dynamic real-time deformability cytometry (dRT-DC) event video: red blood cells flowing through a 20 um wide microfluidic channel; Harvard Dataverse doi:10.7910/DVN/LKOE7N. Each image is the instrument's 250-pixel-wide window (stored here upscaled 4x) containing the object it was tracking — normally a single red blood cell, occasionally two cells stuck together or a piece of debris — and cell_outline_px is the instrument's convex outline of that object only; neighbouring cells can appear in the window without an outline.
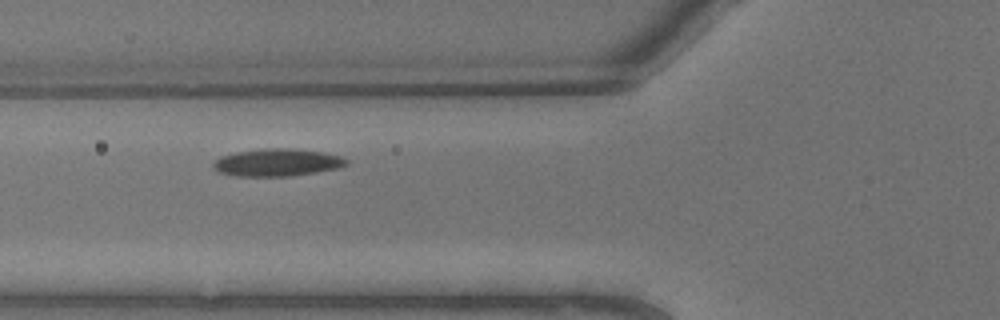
{"species": "common noctule bat (a hibernating species)", "species_latin": "Nyctalus noctula", "temperature_condition": "warm", "stored_images_in_passage": 3, "camera_frame_rate_fps": 3000, "um_per_image_px": 0.085, "animal": {"sex": "male", "body_mass_g": 13.3}, "frame": {"image": 1, "passage_image": 2, "time_ms": 0.333, "image_size_px": [1000, 320], "cell_outline_px": [[348, 164], [340, 168], [292, 176], [236, 176], [220, 172], [212, 168], [212, 164], [220, 156], [236, 152], [264, 148], [288, 148], [324, 152], [340, 156], [348, 160]], "centroid_in_image_um": [23.57, 13.81], "position_along_channel_um": 102.2, "area_um2": 21.39}}
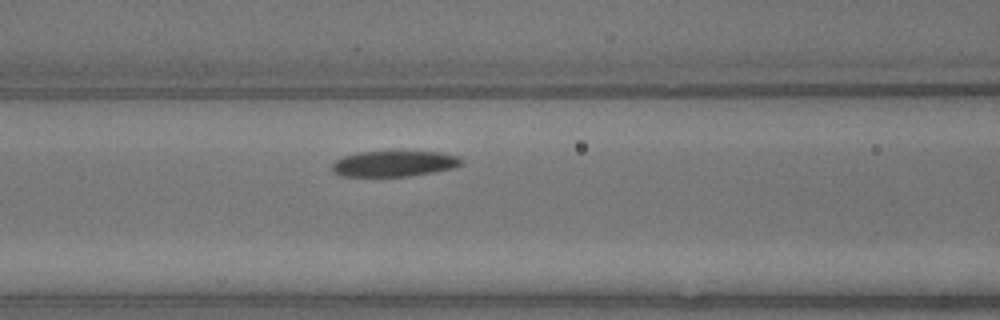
{"frame": {"image": 2, "passage_image": 3, "time_ms": 0.667, "image_size_px": [1000, 320], "cell_outline_px": [[464, 164], [452, 168], [432, 172], [408, 176], [340, 176], [332, 172], [332, 164], [336, 160], [344, 156], [356, 152], [392, 148], [440, 152], [460, 156], [464, 160]], "centroid_in_image_um": [33.52, 13.84], "position_along_channel_um": 133.1, "area_um2": 20.63}}